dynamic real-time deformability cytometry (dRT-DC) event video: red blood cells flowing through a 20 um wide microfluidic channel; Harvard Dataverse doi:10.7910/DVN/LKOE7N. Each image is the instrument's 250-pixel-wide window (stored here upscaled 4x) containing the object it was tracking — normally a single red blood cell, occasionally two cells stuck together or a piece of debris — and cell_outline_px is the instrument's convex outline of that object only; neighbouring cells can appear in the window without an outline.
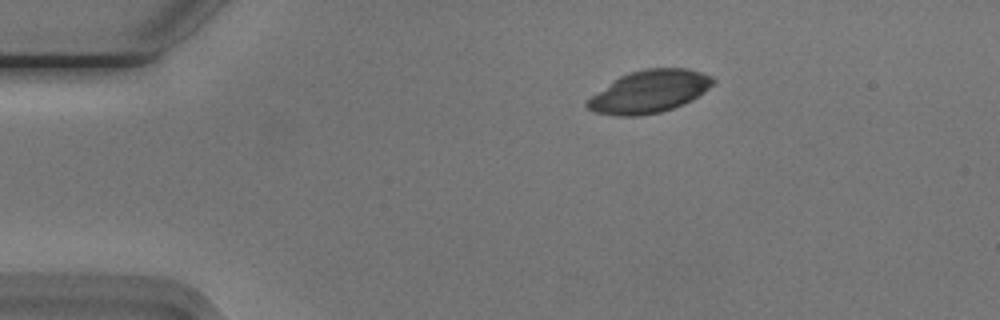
{"species": "Egyptian fruit bat (a non-hibernating species)", "species_latin": "Rousettus aegyptiacus", "temperature_condition": "cold", "stored_images_in_passage": 45, "camera_frame_rate_fps": 3000, "um_per_image_px": 0.085, "animal": {"sex": "male"}, "frame": {"image": 1, "passage_image": 1, "time_ms": 0.0, "image_size_px": [1000, 320], "cell_outline_px": [[716, 80], [704, 92], [692, 100], [684, 104], [660, 112], [636, 116], [620, 116], [596, 112], [588, 108], [584, 104], [592, 96], [620, 76], [628, 72], [644, 68], [688, 68], [712, 76]], "centroid_in_image_um": [55.22, 7.77], "position_along_channel_um": 29.8, "area_um2": 30.87}}
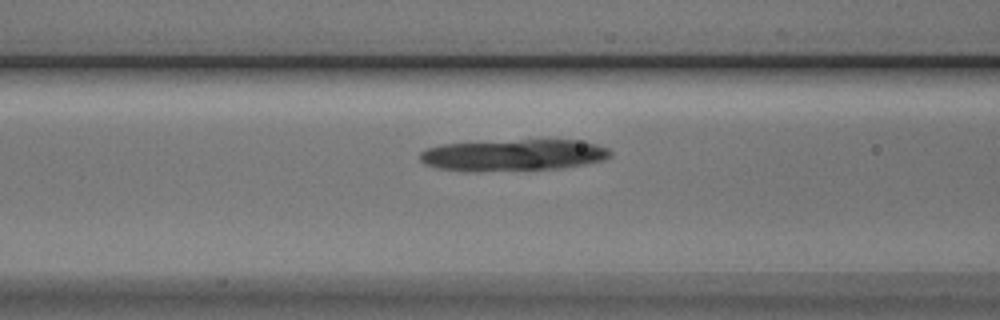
{"frame": {"image": 2, "passage_image": 13, "time_ms": 4.0, "image_size_px": [1000, 320], "cell_outline_px": [[612, 156], [600, 160], [584, 164], [560, 168], [468, 172], [464, 172], [436, 168], [424, 164], [420, 160], [420, 152], [428, 148], [444, 144], [520, 140], [576, 140], [596, 144], [608, 148], [612, 152]], "centroid_in_image_um": [43.6, 13.19], "position_along_channel_um": 123.0, "area_um2": 34.97}}
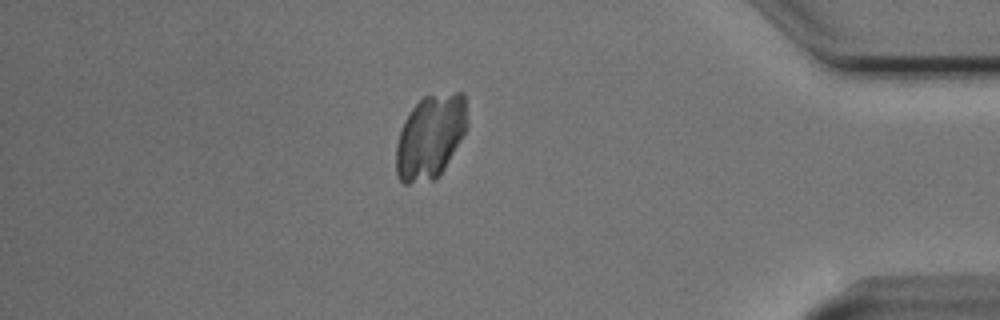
{"frame": {"image": 3, "passage_image": 38, "time_ms": 12.333, "image_size_px": [1000, 320], "cell_outline_px": [[468, 128], [440, 176], [436, 180], [408, 184], [404, 184], [396, 176], [396, 144], [404, 120], [412, 108], [424, 96], [456, 92], [464, 92], [468, 124]], "centroid_in_image_um": [36.59, 11.64], "position_along_channel_um": 398.6, "area_um2": 35.2}}